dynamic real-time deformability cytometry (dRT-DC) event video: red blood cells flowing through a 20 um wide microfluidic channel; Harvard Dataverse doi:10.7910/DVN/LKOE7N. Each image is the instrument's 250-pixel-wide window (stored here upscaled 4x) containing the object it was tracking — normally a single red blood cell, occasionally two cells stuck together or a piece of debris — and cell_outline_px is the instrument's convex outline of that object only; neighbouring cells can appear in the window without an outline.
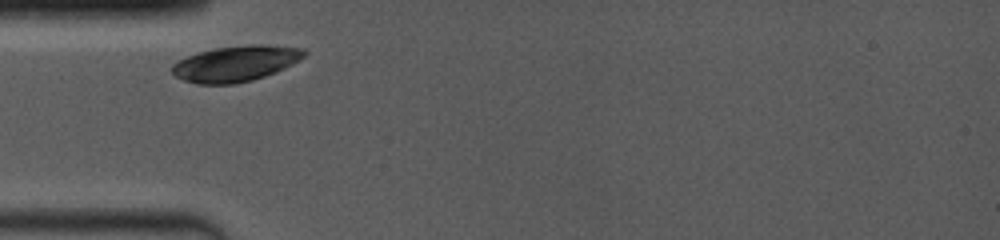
{"species": "common noctule bat (a hibernating species)", "species_latin": "Nyctalus noctula", "temperature_condition": "room temperature", "stored_images_in_passage": 2, "camera_frame_rate_fps": 4000, "um_per_image_px": 0.085, "animal": {"sex": "female", "body_mass_g": 19.0, "forearm_length_mm": 53.3}, "frame": {"image": 1, "passage_image": 1, "time_ms": 0.0, "image_size_px": [1000, 240], "cell_outline_px": [[308, 52], [300, 60], [284, 68], [264, 76], [252, 80], [236, 84], [196, 84], [184, 80], [176, 76], [172, 72], [172, 64], [196, 52], [212, 48], [252, 44], [268, 44], [304, 48]], "centroid_in_image_um": [20.05, 5.39], "position_along_channel_um": 64.9, "area_um2": 27.69}}